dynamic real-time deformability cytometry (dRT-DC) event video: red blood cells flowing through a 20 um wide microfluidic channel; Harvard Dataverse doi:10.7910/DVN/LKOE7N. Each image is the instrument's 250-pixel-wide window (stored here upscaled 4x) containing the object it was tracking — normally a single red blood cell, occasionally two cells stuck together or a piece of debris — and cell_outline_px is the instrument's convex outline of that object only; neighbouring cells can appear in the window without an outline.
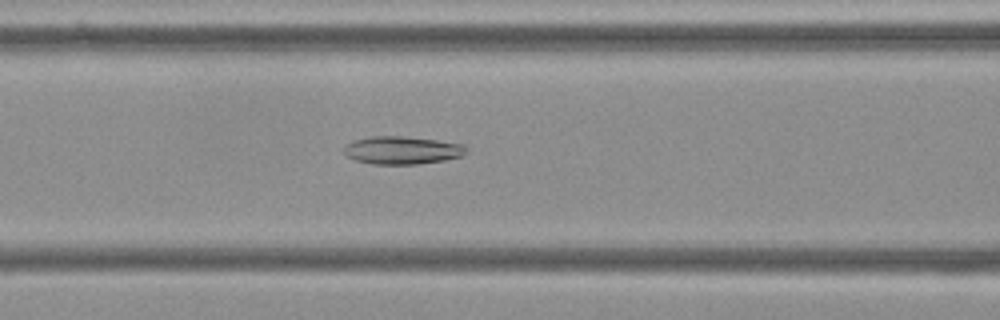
{"species": "Egyptian fruit bat (a non-hibernating species)", "species_latin": "Rousettus aegyptiacus", "temperature_condition": "cold", "stored_images_in_passage": 56, "camera_frame_rate_fps": 3000, "um_per_image_px": 0.085, "frame": {"image": 1, "passage_image": 23, "time_ms": 7.333, "image_size_px": [1000, 320], "cell_outline_px": [[468, 148], [460, 156], [444, 160], [416, 164], [372, 164], [356, 160], [348, 156], [344, 152], [344, 148], [352, 140], [372, 136], [404, 136], [436, 140], [464, 144]], "centroid_in_image_um": [34.17, 12.76], "position_along_channel_um": 132.4, "area_um2": 19.71}}
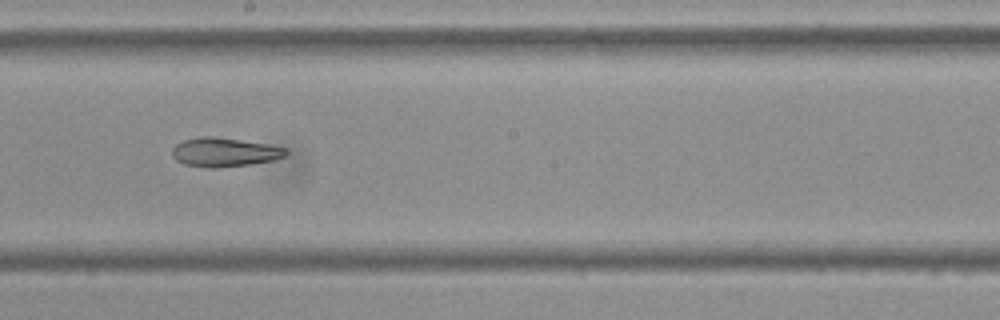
{"frame": {"image": 2, "passage_image": 31, "time_ms": 10.0, "image_size_px": [1000, 320], "cell_outline_px": [[288, 152], [284, 156], [272, 160], [248, 164], [212, 168], [204, 168], [184, 164], [176, 160], [172, 156], [172, 148], [176, 144], [184, 140], [200, 136], [208, 136], [240, 140], [268, 144], [288, 148]], "centroid_in_image_um": [19.05, 12.93], "position_along_channel_um": 229.2, "area_um2": 19.07}}
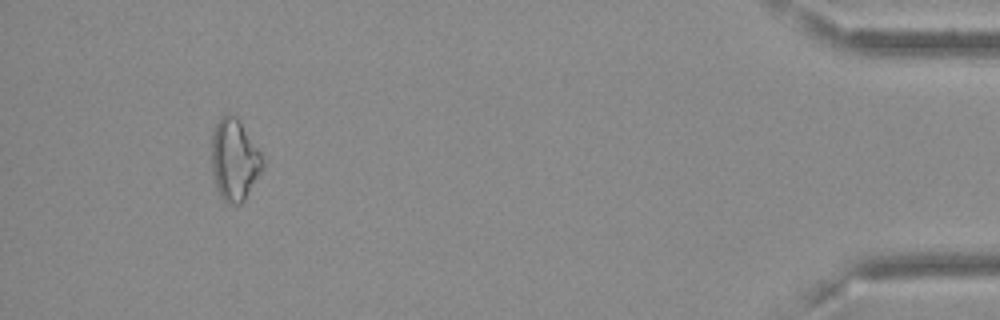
{"frame": {"image": 3, "passage_image": 52, "time_ms": 17.0, "image_size_px": [1000, 320], "cell_outline_px": [[264, 168], [244, 200], [240, 204], [228, 204], [220, 196], [216, 188], [212, 176], [212, 132], [220, 116], [236, 116], [260, 152], [264, 160]], "centroid_in_image_um": [19.92, 13.63], "position_along_channel_um": 415.3, "area_um2": 24.16}}